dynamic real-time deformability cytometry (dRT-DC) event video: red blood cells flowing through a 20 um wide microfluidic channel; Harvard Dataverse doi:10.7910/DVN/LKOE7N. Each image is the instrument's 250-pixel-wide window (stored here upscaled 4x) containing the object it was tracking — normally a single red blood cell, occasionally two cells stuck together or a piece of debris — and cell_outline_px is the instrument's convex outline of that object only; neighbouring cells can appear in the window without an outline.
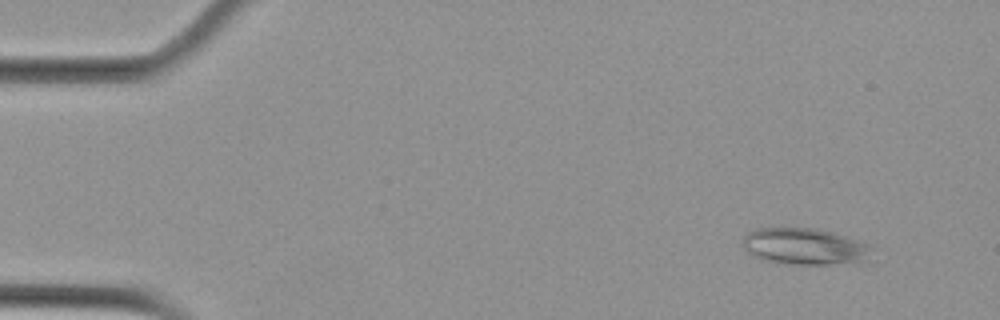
{"species": "Egyptian fruit bat (a non-hibernating species)", "species_latin": "Rousettus aegyptiacus", "temperature_condition": "cold", "stored_images_in_passage": 5, "camera_frame_rate_fps": 3000, "um_per_image_px": 0.085, "animal": {"sex": "female"}, "frame": {"image": 1, "passage_image": 2, "time_ms": 0.333, "image_size_px": [1000, 320], "cell_outline_px": [[876, 248], [860, 260], [828, 264], [792, 264], [764, 260], [748, 252], [744, 248], [744, 236], [748, 232], [756, 228], [816, 228], [832, 232], [868, 244]], "centroid_in_image_um": [68.35, 20.92], "position_along_channel_um": 16.7, "area_um2": 26.82}}
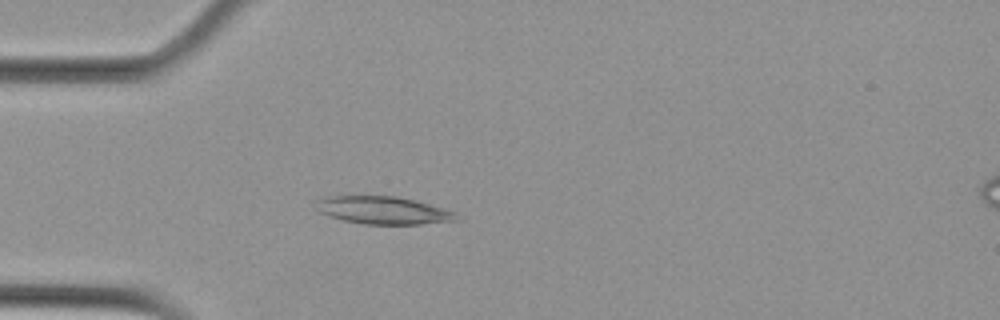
{"frame": {"image": 2, "passage_image": 5, "time_ms": 1.333, "image_size_px": [1000, 320], "cell_outline_px": [[460, 220], [420, 224], [364, 224], [344, 220], [316, 212], [320, 200], [328, 196], [396, 196], [428, 204], [456, 212]], "centroid_in_image_um": [32.6, 17.88], "position_along_channel_um": 52.4, "area_um2": 22.31}}